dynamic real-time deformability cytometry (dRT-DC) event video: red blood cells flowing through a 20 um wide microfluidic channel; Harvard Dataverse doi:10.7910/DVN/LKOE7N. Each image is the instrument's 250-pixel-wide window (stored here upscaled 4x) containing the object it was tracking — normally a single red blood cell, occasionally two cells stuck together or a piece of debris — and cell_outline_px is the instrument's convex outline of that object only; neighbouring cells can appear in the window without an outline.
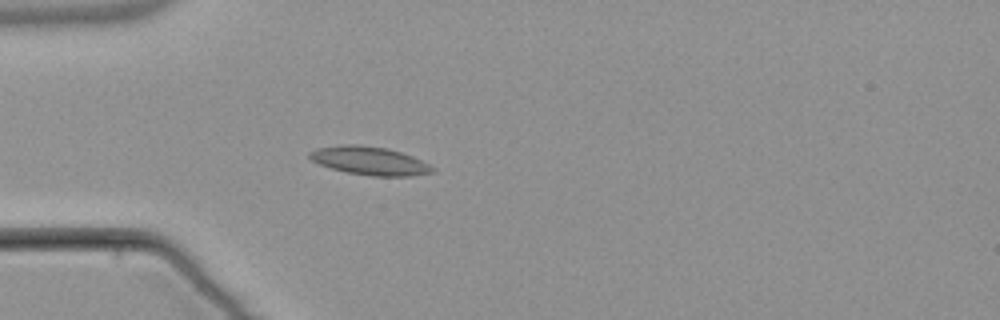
{"species": "common noctule bat (a hibernating species)", "species_latin": "Nyctalus noctula", "temperature_condition": "warm", "stored_images_in_passage": 4, "camera_frame_rate_fps": 3000, "um_per_image_px": 0.085, "animal": {"sex": "male", "body_mass_g": 21.5, "forearm_length_mm": 52.0}, "frame": {"image": 1, "passage_image": 4, "time_ms": 3.667, "image_size_px": [1000, 320], "cell_outline_px": [[436, 168], [432, 172], [408, 176], [372, 176], [348, 172], [332, 168], [320, 164], [312, 160], [308, 156], [308, 152], [316, 148], [340, 144], [356, 144], [388, 148], [412, 156]], "centroid_in_image_um": [31.39, 13.65], "position_along_channel_um": 53.6, "area_um2": 20.17}}